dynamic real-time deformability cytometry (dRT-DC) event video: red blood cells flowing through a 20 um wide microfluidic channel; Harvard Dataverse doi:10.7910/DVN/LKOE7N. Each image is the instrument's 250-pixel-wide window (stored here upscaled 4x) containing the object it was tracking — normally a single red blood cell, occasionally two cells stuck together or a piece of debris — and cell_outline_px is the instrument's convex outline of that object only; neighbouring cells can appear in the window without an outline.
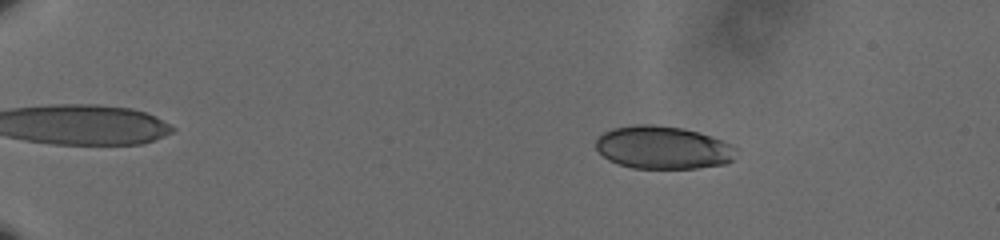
{"species": "human", "species_latin": "Homo sapiens", "temperature_condition": "cold", "stored_images_in_passage": 61, "camera_frame_rate_fps": 3000, "um_per_image_px": 0.085, "donor": {"sex": "male"}, "frame": {"image": 1, "passage_image": 12, "time_ms": 3.667, "image_size_px": [1000, 240], "cell_outline_px": [[736, 148], [732, 160], [724, 164], [696, 168], [632, 168], [616, 164], [608, 160], [596, 148], [596, 140], [604, 132], [612, 128], [636, 124], [656, 124], [684, 128], [712, 136], [732, 144]], "centroid_in_image_um": [56.34, 12.53], "position_along_channel_um": 28.7, "area_um2": 35.2}}
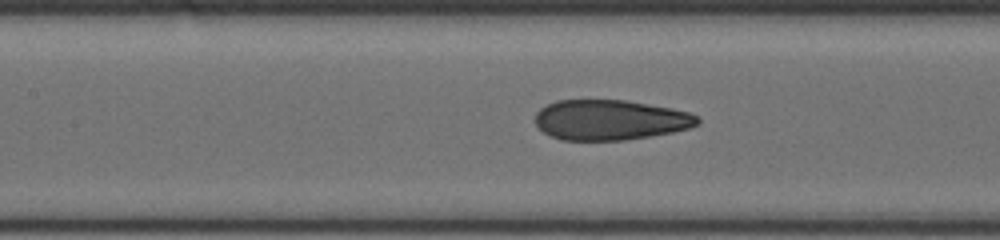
{"frame": {"image": 2, "passage_image": 32, "time_ms": 10.333, "image_size_px": [1000, 240], "cell_outline_px": [[700, 124], [688, 128], [672, 132], [652, 136], [624, 140], [564, 140], [552, 136], [544, 132], [536, 124], [536, 112], [540, 108], [556, 100], [624, 100], [672, 108], [688, 112], [696, 116], [700, 120]], "centroid_in_image_um": [51.87, 10.19], "position_along_channel_um": 155.5, "area_um2": 37.92}}
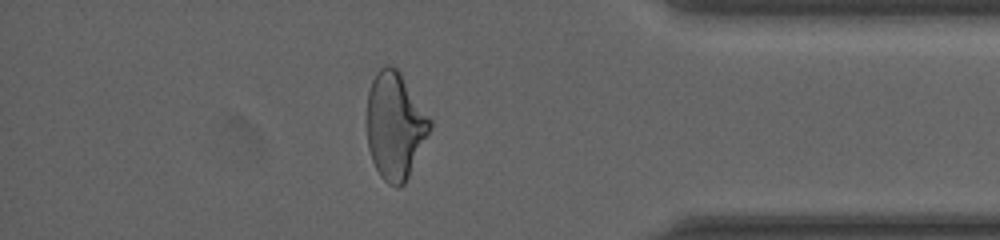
{"frame": {"image": 3, "passage_image": 54, "time_ms": 17.667, "image_size_px": [1000, 240], "cell_outline_px": [[432, 128], [404, 184], [396, 188], [388, 184], [380, 176], [372, 160], [368, 148], [368, 92], [372, 80], [376, 72], [384, 64], [388, 64], [396, 68], [400, 72], [432, 120]], "centroid_in_image_um": [33.59, 10.68], "position_along_channel_um": 401.6, "area_um2": 39.13}, "authors_computed_cell_mechanics": {"area_um2": 38.3214, "velocity_mm_per_s": 3.6109, "shape_relaxation_time_tau1_ms": 7.6937, "shape_relaxation_time_tau2_ms": 1.3025, "deformation_change_tau1": 0.1882, "deformation_change_tau2": 0.0621}}